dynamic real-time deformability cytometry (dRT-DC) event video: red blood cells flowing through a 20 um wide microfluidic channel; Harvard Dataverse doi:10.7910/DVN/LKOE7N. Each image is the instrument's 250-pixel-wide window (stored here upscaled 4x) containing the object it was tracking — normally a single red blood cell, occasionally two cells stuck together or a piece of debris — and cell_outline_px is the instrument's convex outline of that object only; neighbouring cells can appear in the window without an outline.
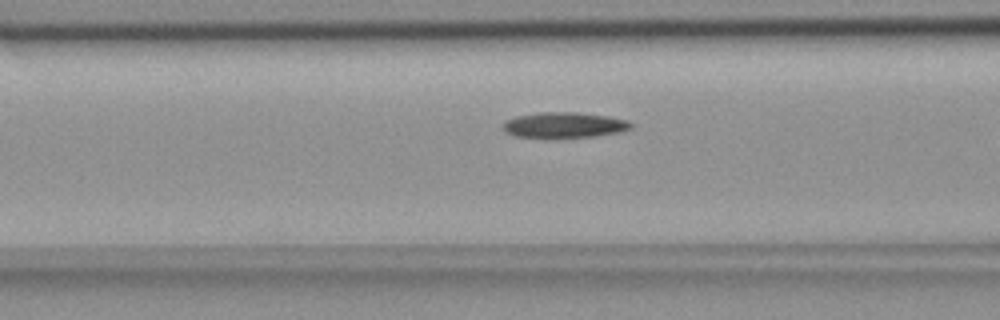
{"species": "common noctule bat (a hibernating species)", "species_latin": "Nyctalus noctula", "temperature_condition": "room temperature", "stored_images_in_passage": 12, "camera_frame_rate_fps": 3000, "um_per_image_px": 0.085, "animal": {"sex": "female", "body_mass_g": 18.4}, "frame": {"image": 1, "passage_image": 7, "time_ms": 2.0, "image_size_px": [1000, 320], "cell_outline_px": [[632, 128], [620, 132], [596, 136], [516, 136], [504, 132], [504, 120], [516, 116], [540, 112], [576, 112], [608, 116], [628, 120], [632, 124]], "centroid_in_image_um": [47.98, 10.6], "position_along_channel_um": 118.6, "area_um2": 18.67}}
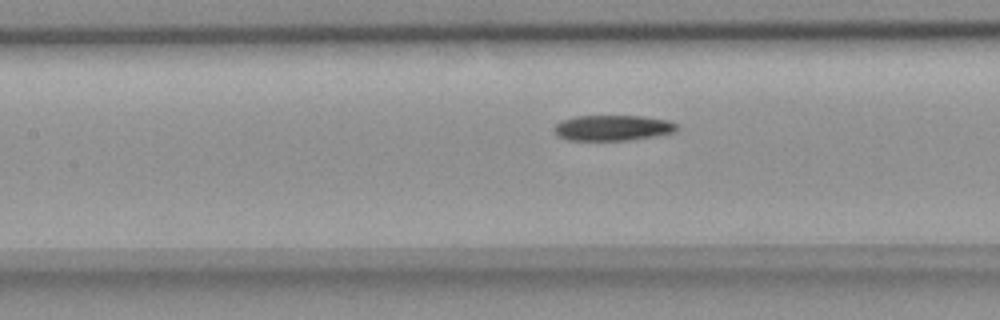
{"frame": {"image": 2, "passage_image": 10, "time_ms": 3.0, "image_size_px": [1000, 320], "cell_outline_px": [[680, 128], [676, 132], [656, 136], [628, 140], [568, 140], [560, 136], [556, 132], [556, 124], [560, 120], [576, 116], [640, 116], [668, 120], [676, 124]], "centroid_in_image_um": [52.13, 10.86], "position_along_channel_um": 155.3, "area_um2": 18.21}}